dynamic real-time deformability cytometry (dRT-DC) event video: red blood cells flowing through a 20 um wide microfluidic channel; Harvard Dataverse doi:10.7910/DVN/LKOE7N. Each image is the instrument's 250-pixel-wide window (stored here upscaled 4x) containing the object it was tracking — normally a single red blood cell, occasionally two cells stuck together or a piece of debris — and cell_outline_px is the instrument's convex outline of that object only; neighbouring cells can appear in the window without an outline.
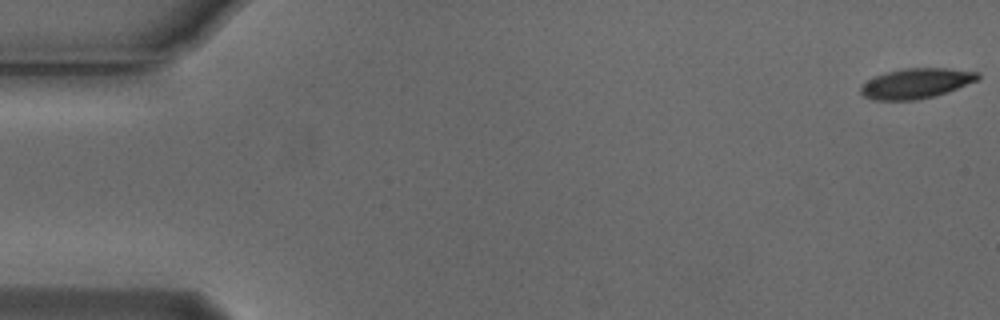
{"species": "Egyptian fruit bat (a non-hibernating species)", "species_latin": "Rousettus aegyptiacus", "temperature_condition": "cold", "stored_images_in_passage": 11, "camera_frame_rate_fps": 3000, "um_per_image_px": 0.085, "animal": {"sex": "male"}, "frame": {"image": 1, "passage_image": 1, "time_ms": 0.0, "image_size_px": [1000, 320], "cell_outline_px": [[980, 80], [932, 96], [916, 100], [872, 100], [864, 96], [860, 92], [860, 88], [868, 80], [876, 76], [888, 72], [904, 68], [948, 68], [980, 72]], "centroid_in_image_um": [77.89, 7.08], "position_along_channel_um": 7.1, "area_um2": 20.35}}